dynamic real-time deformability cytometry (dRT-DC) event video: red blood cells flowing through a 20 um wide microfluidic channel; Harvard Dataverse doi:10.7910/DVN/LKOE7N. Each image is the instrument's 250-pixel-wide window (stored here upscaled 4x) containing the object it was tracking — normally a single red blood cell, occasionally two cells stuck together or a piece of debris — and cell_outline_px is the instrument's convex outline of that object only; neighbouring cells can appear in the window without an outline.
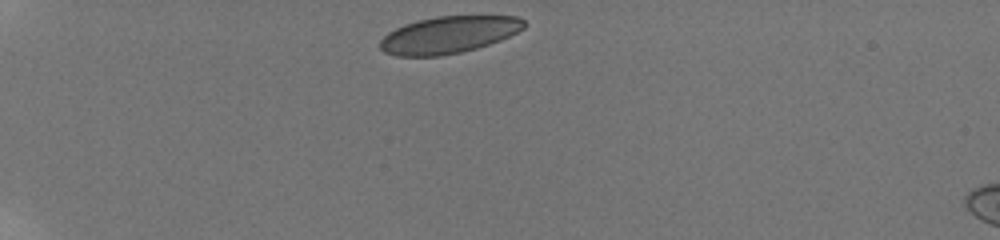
{"species": "human", "species_latin": "Homo sapiens", "temperature_condition": "room temperature", "stored_images_in_passage": 41, "camera_frame_rate_fps": 3000, "um_per_image_px": 0.085, "donor": {"sex": "male"}, "frame": {"image": 1, "passage_image": 1, "time_ms": 0.0, "image_size_px": [1000, 240], "cell_outline_px": [[524, 28], [500, 40], [476, 48], [460, 52], [440, 56], [396, 56], [384, 52], [380, 48], [380, 40], [388, 32], [404, 24], [436, 16], [520, 16], [524, 20]], "centroid_in_image_um": [38.11, 2.96], "position_along_channel_um": 46.9, "area_um2": 30.87}}
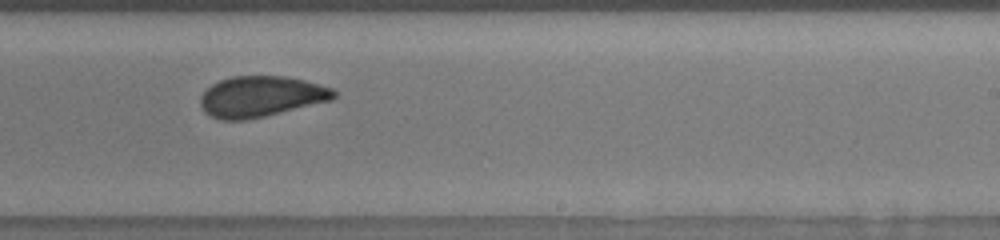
{"frame": {"image": 2, "passage_image": 23, "time_ms": 7.333, "image_size_px": [1000, 240], "cell_outline_px": [[336, 96], [332, 100], [264, 116], [244, 120], [220, 120], [204, 112], [200, 104], [200, 96], [212, 84], [220, 80], [232, 76], [284, 76], [304, 80], [320, 84], [332, 88], [336, 92]], "centroid_in_image_um": [22.17, 8.2], "position_along_channel_um": 266.8, "area_um2": 31.62}}
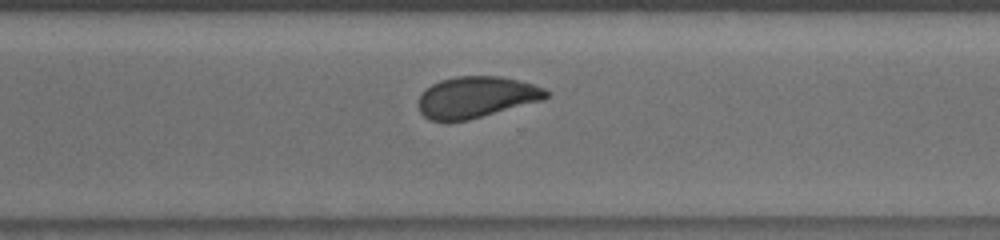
{"frame": {"image": 3, "passage_image": 28, "time_ms": 9.0, "image_size_px": [1000, 240], "cell_outline_px": [[548, 96], [544, 100], [468, 120], [432, 120], [424, 116], [420, 112], [416, 104], [420, 96], [432, 84], [440, 80], [456, 76], [500, 76], [520, 80], [544, 88], [548, 92]], "centroid_in_image_um": [40.49, 8.25], "position_along_channel_um": 330.1, "area_um2": 30.63}, "authors_computed_cell_mechanics": {"area_um2": 31.6166, "velocity_mm_per_s": 3.7915, "shape_relaxation_time_tau1_ms": null, "shape_relaxation_time_tau2_ms": 0.8793, "deformation_change_tau1": null, "deformation_change_tau2": 0.0685}}